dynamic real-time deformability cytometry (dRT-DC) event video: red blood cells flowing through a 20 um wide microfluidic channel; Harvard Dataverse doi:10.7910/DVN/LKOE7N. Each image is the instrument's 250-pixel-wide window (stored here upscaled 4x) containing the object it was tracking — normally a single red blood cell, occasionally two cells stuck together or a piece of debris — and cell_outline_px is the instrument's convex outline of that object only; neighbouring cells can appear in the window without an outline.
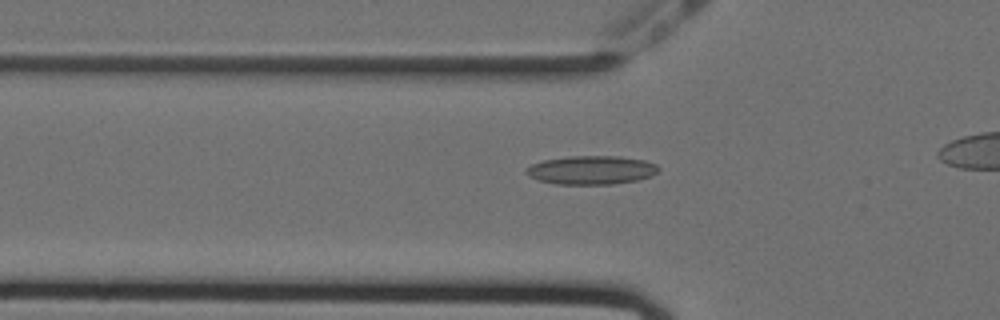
{"species": "Egyptian fruit bat (a non-hibernating species)", "species_latin": "Rousettus aegyptiacus", "temperature_condition": "cold", "stored_images_in_passage": 30, "camera_frame_rate_fps": 3000, "um_per_image_px": 0.085, "animal": {"sex": "female"}, "frame": {"image": 1, "passage_image": 10, "time_ms": 3.0, "image_size_px": [1000, 320], "cell_outline_px": [[660, 168], [652, 176], [636, 180], [612, 184], [556, 184], [540, 180], [528, 176], [524, 172], [524, 168], [532, 164], [544, 160], [568, 156], [620, 156], [644, 160], [656, 164]], "centroid_in_image_um": [50.25, 14.45], "position_along_channel_um": 75.6, "area_um2": 22.14}}
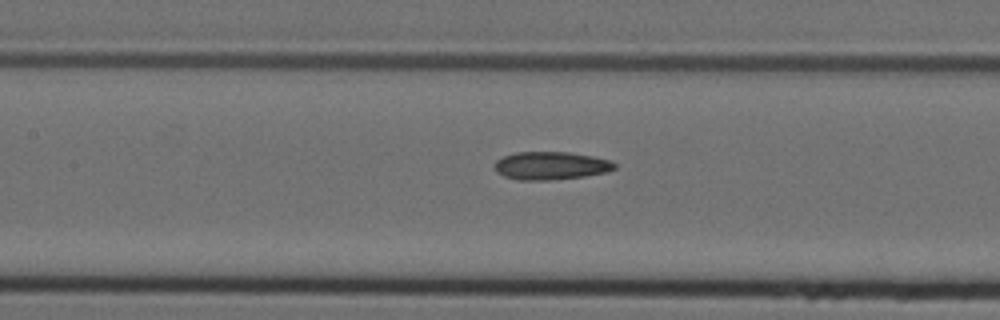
{"frame": {"image": 2, "passage_image": 17, "time_ms": 5.333, "image_size_px": [1000, 320], "cell_outline_px": [[616, 168], [608, 172], [584, 176], [552, 180], [520, 180], [504, 176], [496, 172], [496, 160], [504, 156], [516, 152], [568, 152], [592, 156], [608, 160], [616, 164]], "centroid_in_image_um": [46.83, 14.08], "position_along_channel_um": 160.6, "area_um2": 19.48}}
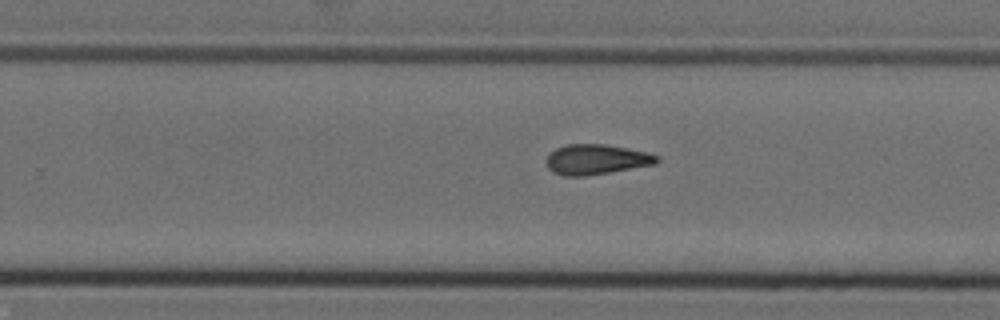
{"frame": {"image": 3, "passage_image": 27, "time_ms": 8.667, "image_size_px": [1000, 320], "cell_outline_px": [[660, 160], [656, 164], [584, 176], [564, 176], [552, 172], [548, 168], [544, 160], [556, 148], [568, 144], [604, 144], [628, 148], [648, 152], [660, 156]], "centroid_in_image_um": [50.69, 13.55], "position_along_channel_um": 279.1, "area_um2": 19.48}}